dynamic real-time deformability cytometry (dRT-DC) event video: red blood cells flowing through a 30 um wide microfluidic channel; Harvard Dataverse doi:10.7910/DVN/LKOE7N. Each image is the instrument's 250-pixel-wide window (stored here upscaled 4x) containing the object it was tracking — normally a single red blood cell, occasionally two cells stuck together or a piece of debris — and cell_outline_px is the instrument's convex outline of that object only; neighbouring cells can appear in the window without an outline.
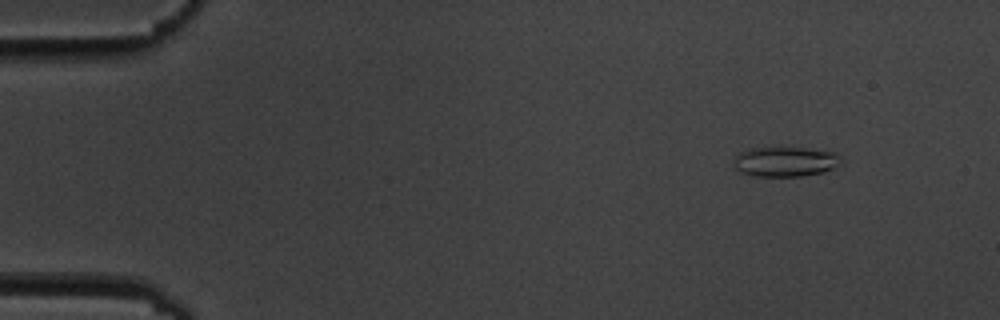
{"species": "common noctule bat (a hibernating species)", "species_latin": "Nyctalus noctula", "temperature_condition": "cold", "stored_images_in_passage": 6, "camera_frame_rate_fps": 3000, "um_per_image_px": 0.085, "animal": {"sex": "male", "body_mass_g": 19.5, "forearm_length_mm": 54.6}, "frame": {"image": 1, "passage_image": 2, "time_ms": 1.0, "image_size_px": [1000, 320], "cell_outline_px": [[844, 160], [840, 164], [824, 172], [804, 176], [752, 176], [740, 172], [736, 168], [736, 156], [740, 152], [748, 148], [804, 148], [836, 152]], "centroid_in_image_um": [66.8, 13.74], "position_along_channel_um": 18.2, "area_um2": 18.67}}